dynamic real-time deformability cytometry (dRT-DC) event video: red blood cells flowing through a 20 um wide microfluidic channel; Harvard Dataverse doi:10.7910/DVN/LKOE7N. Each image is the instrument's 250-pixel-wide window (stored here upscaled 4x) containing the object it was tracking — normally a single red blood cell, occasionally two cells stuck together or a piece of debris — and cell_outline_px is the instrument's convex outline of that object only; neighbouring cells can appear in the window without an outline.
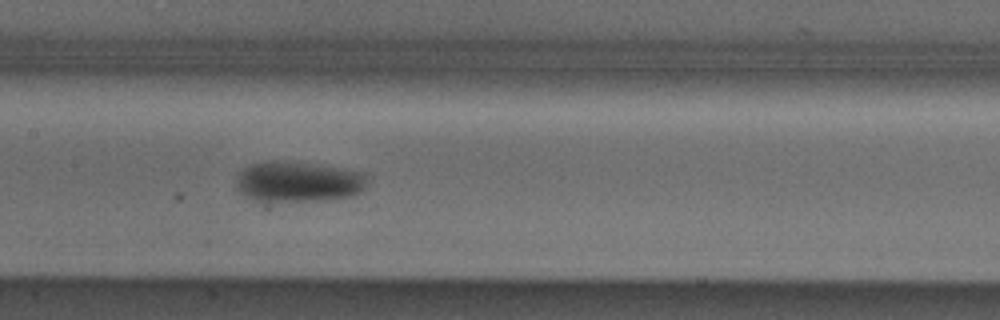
{"species": "Egyptian fruit bat (a non-hibernating species)", "species_latin": "Rousettus aegyptiacus", "temperature_condition": "cold", "stored_images_in_passage": 8, "camera_frame_rate_fps": 3000, "um_per_image_px": 0.085, "animal": {"sex": "male"}, "frame": {"image": 1, "passage_image": 7, "time_ms": 2.0, "image_size_px": [1000, 320], "cell_outline_px": [[368, 172], [364, 192], [352, 196], [268, 208], [264, 208], [244, 196], [236, 188], [236, 176], [248, 164], [276, 160]], "centroid_in_image_um": [25.25, 15.57], "position_along_channel_um": 182.2, "area_um2": 33.12}}